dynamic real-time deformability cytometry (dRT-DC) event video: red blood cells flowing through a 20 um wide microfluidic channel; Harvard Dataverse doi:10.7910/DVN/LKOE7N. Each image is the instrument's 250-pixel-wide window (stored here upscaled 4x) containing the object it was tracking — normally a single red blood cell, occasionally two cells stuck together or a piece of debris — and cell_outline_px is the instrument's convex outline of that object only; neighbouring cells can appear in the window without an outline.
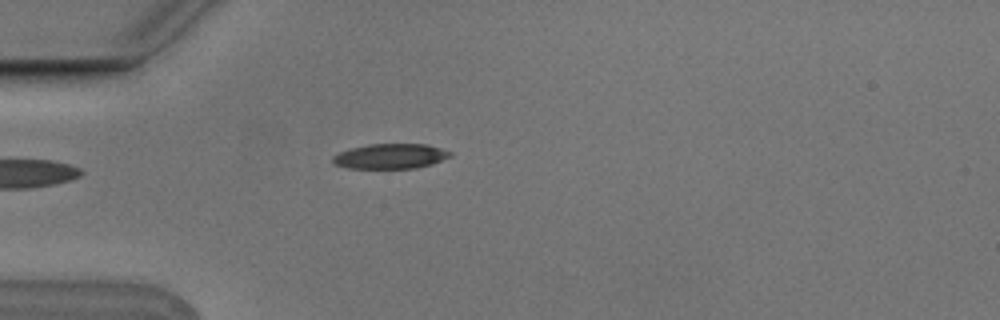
{"species": "Egyptian fruit bat (a non-hibernating species)", "species_latin": "Rousettus aegyptiacus", "temperature_condition": "cold", "stored_images_in_passage": 1, "camera_frame_rate_fps": 3000, "um_per_image_px": 0.085, "animal": {"sex": "male"}, "frame": {"image": 1, "passage_image": 1, "time_ms": 0.0, "image_size_px": [1000, 320], "cell_outline_px": [[452, 156], [432, 164], [416, 168], [348, 168], [336, 164], [332, 160], [332, 156], [340, 152], [352, 148], [368, 144], [428, 144], [452, 152]], "centroid_in_image_um": [33.22, 13.27], "position_along_channel_um": 51.8, "area_um2": 17.05}}